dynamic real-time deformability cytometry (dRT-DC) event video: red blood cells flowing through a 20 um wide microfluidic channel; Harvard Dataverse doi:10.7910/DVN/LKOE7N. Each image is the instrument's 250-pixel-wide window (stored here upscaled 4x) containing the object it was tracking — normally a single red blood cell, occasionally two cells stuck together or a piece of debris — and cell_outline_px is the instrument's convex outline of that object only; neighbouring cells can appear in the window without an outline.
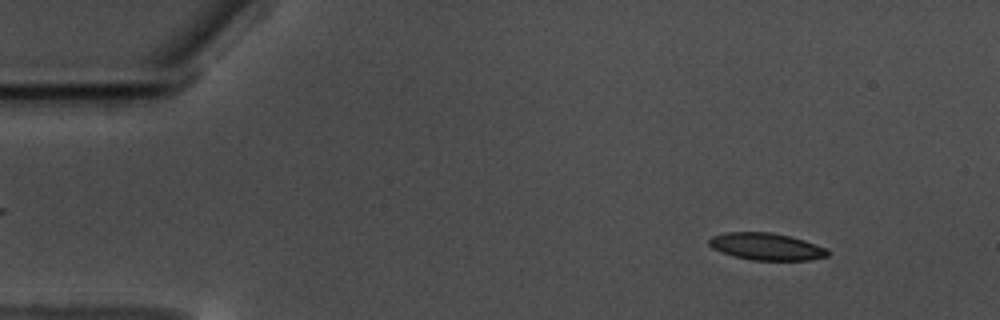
{"species": "common noctule bat (a hibernating species)", "species_latin": "Nyctalus noctula", "temperature_condition": "warm", "stored_images_in_passage": 58, "camera_frame_rate_fps": 3000, "um_per_image_px": 0.085, "animal": {"sex": "male", "body_mass_g": 17.5, "forearm_length_mm": 52.3}, "frame": {"image": 1, "passage_image": 7, "time_ms": 2.0, "image_size_px": [1000, 320], "cell_outline_px": [[828, 256], [808, 260], [752, 260], [732, 256], [712, 248], [708, 244], [708, 240], [712, 236], [724, 232], [772, 232], [804, 240], [828, 248]], "centroid_in_image_um": [65.12, 20.95], "position_along_channel_um": 19.9, "area_um2": 18.79}}
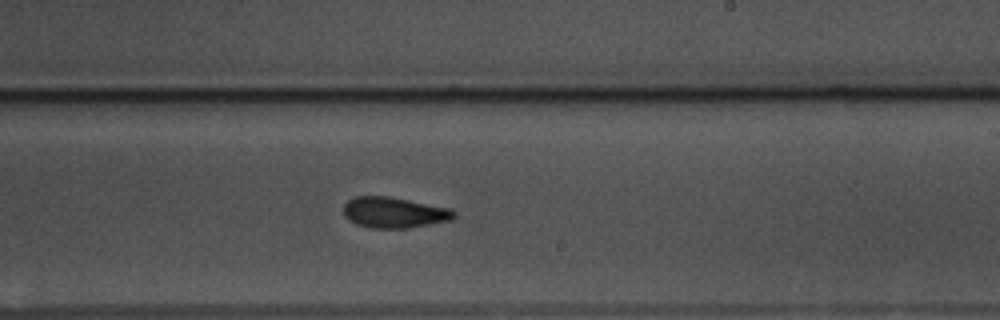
{"frame": {"image": 2, "passage_image": 35, "time_ms": 11.333, "image_size_px": [1000, 320], "cell_outline_px": [[456, 216], [452, 220], [408, 228], [372, 228], [356, 224], [348, 220], [344, 216], [344, 204], [352, 196], [388, 196], [448, 208], [456, 212]], "centroid_in_image_um": [33.47, 18.06], "position_along_channel_um": 255.5, "area_um2": 19.83}}
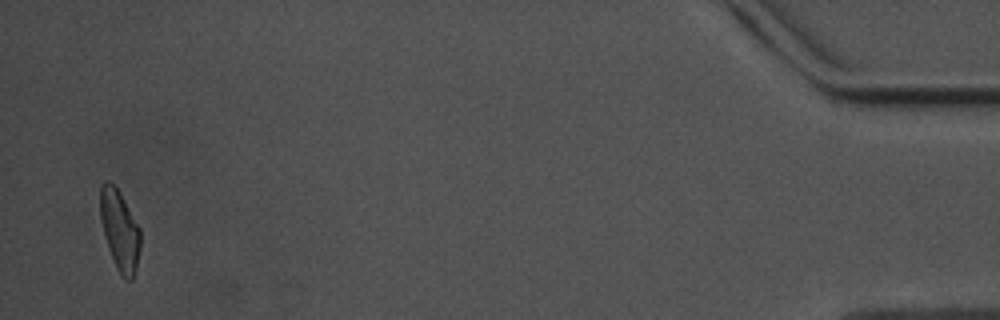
{"frame": {"image": 3, "passage_image": 57, "time_ms": 18.667, "image_size_px": [1000, 320], "cell_outline_px": [[140, 248], [136, 268], [132, 280], [128, 280], [116, 268], [104, 232], [100, 216], [100, 184], [108, 180], [120, 192], [140, 228]], "centroid_in_image_um": [10.18, 19.53], "position_along_channel_um": 425.0, "area_um2": 18.38}, "authors_computed_cell_mechanics": {"area_um2": 19.3341, "velocity_mm_per_s": 3.5091, "shape_relaxation_time_tau1_ms": 4.2748, "shape_relaxation_time_tau2_ms": 2.2861, "deformation_change_tau1": 0.1459, "deformation_change_tau2": 0.0979}}